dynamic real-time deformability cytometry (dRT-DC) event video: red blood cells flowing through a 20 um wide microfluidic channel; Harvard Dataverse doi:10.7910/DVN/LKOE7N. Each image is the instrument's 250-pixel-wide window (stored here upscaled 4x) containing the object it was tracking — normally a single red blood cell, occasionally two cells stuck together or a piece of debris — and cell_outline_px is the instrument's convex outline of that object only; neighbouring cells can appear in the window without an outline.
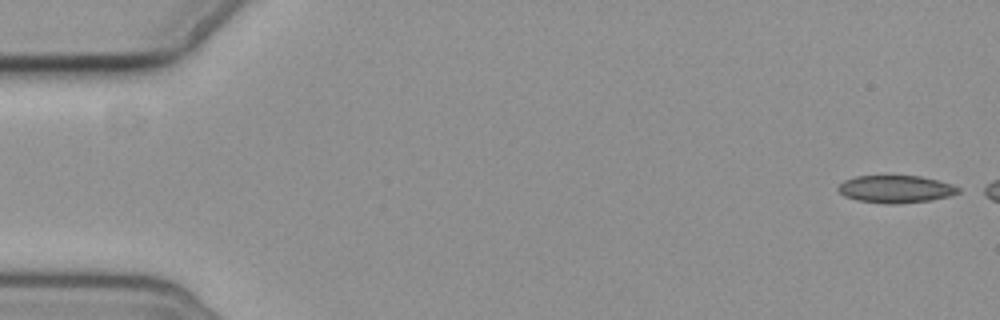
{"species": "common noctule bat (a hibernating species)", "species_latin": "Nyctalus noctula", "temperature_condition": "cold", "stored_images_in_passage": 4, "camera_frame_rate_fps": 3000, "um_per_image_px": 0.085, "animal": {"sex": "female", "body_mass_g": 19.3, "forearm_length_mm": 54.1}, "frame": {"image": 1, "passage_image": 1, "time_ms": 0.0, "image_size_px": [1000, 320], "cell_outline_px": [[960, 192], [948, 196], [932, 200], [900, 204], [884, 204], [856, 200], [844, 196], [836, 188], [844, 180], [856, 176], [920, 176], [952, 184], [960, 188]], "centroid_in_image_um": [76.12, 16.08], "position_along_channel_um": 8.9, "area_um2": 19.31}}